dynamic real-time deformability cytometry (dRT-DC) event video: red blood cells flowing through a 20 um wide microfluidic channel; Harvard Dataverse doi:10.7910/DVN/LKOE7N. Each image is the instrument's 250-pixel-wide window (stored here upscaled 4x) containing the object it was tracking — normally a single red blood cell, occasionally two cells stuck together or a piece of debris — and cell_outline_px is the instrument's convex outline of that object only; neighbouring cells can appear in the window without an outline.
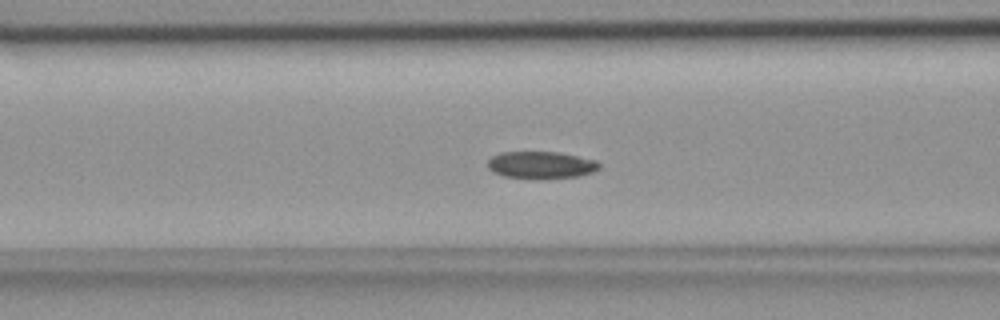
{"species": "common noctule bat (a hibernating species)", "species_latin": "Nyctalus noctula", "temperature_condition": "room temperature", "stored_images_in_passage": 53, "camera_frame_rate_fps": 3000, "um_per_image_px": 0.085, "animal": {"sex": "female", "body_mass_g": 18.4}, "frame": {"image": 1, "passage_image": 21, "time_ms": 6.667, "image_size_px": [1000, 320], "cell_outline_px": [[600, 168], [592, 172], [580, 176], [536, 180], [504, 176], [492, 172], [488, 168], [488, 160], [492, 156], [500, 152], [560, 152], [596, 160], [600, 164]], "centroid_in_image_um": [45.98, 14.04], "position_along_channel_um": 120.6, "area_um2": 18.03}}
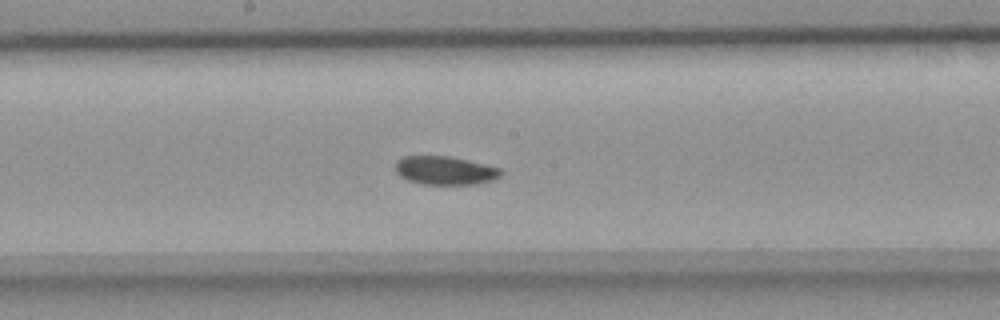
{"frame": {"image": 2, "passage_image": 28, "time_ms": 9.0, "image_size_px": [1000, 320], "cell_outline_px": [[504, 172], [496, 180], [480, 184], [420, 184], [408, 180], [400, 176], [396, 172], [396, 160], [404, 156], [452, 156], [500, 168]], "centroid_in_image_um": [37.86, 14.49], "position_along_channel_um": 210.3, "area_um2": 17.74}}
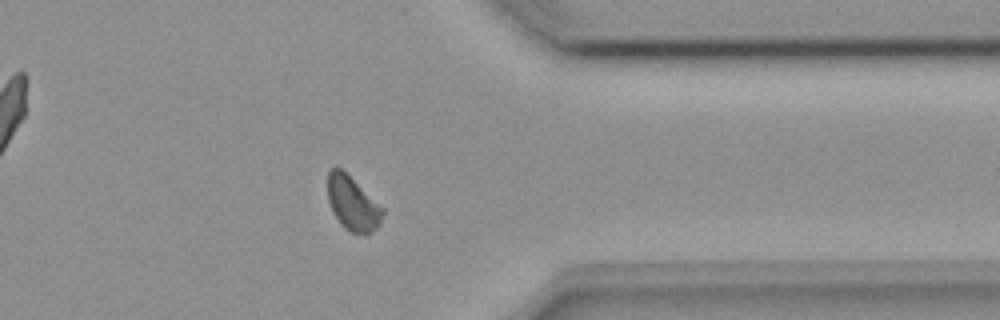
{"frame": {"image": 3, "passage_image": 42, "time_ms": 13.667, "image_size_px": [1000, 320], "cell_outline_px": [[384, 212], [380, 224], [372, 232], [352, 232], [344, 228], [340, 224], [332, 212], [328, 200], [328, 172], [332, 168], [340, 168], [384, 208]], "centroid_in_image_um": [29.97, 17.31], "position_along_channel_um": 381.4, "area_um2": 16.99}, "authors_computed_cell_mechanics": {"area_um2": 17.918, "velocity_mm_per_s": 3.8588, "shape_relaxation_time_tau1_ms": 7.4054, "shape_relaxation_time_tau2_ms": 10.1706, "deformation_change_tau1": 0.1143, "deformation_change_tau2": 0.1302}}